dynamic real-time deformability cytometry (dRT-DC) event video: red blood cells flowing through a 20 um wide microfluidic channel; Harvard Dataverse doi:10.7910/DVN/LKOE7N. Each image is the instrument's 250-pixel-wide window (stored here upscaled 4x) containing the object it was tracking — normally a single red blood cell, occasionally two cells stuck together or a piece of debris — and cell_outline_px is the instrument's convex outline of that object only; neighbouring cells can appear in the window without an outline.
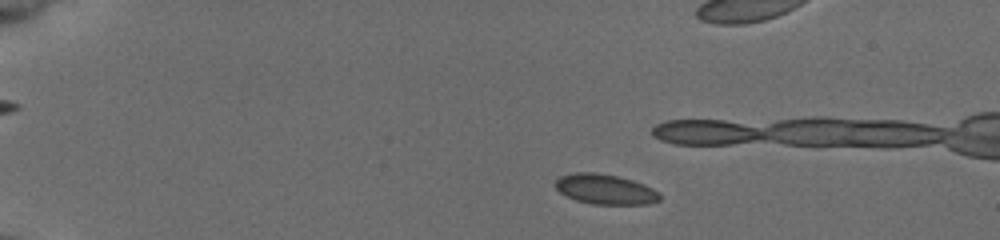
{"species": "common noctule bat (a hibernating species)", "species_latin": "Nyctalus noctula", "temperature_condition": "cold", "stored_images_in_passage": 40, "camera_frame_rate_fps": 3000, "um_per_image_px": 0.085, "animal": {"sex": "female", "body_mass_g": 19.5, "forearm_length_mm": 54.1}, "frame": {"image": 1, "passage_image": 6, "time_ms": 1.667, "image_size_px": [1000, 240], "cell_outline_px": [[660, 200], [648, 204], [592, 204], [576, 200], [560, 192], [556, 188], [556, 180], [560, 176], [576, 172], [596, 172], [616, 176], [632, 180], [644, 184], [660, 192]], "centroid_in_image_um": [51.46, 16.08], "position_along_channel_um": 33.5, "area_um2": 18.21}}
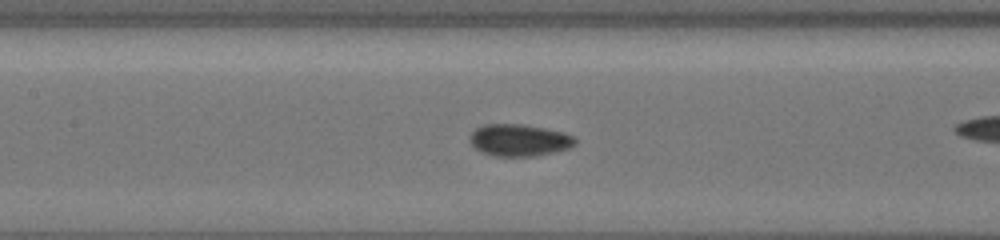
{"frame": {"image": 2, "passage_image": 22, "time_ms": 7.0, "image_size_px": [1000, 240], "cell_outline_px": [[576, 144], [568, 148], [556, 152], [536, 156], [492, 156], [476, 148], [468, 140], [468, 136], [476, 128], [484, 124], [524, 124], [544, 128], [560, 132], [572, 136], [576, 140]], "centroid_in_image_um": [44.1, 11.91], "position_along_channel_um": 163.3, "area_um2": 19.59}}
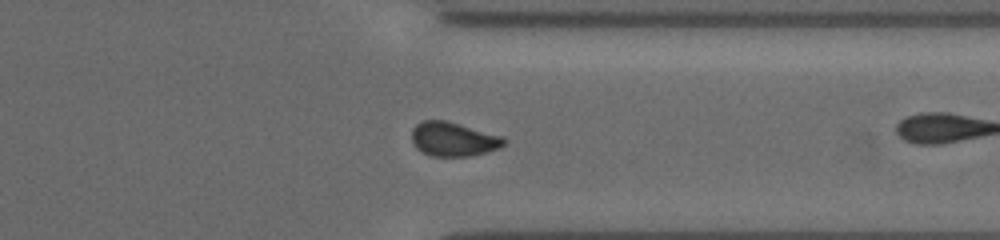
{"frame": {"image": 3, "passage_image": 38, "time_ms": 12.333, "image_size_px": [1000, 240], "cell_outline_px": [[508, 140], [500, 148], [468, 156], [432, 156], [416, 148], [412, 140], [412, 128], [416, 124], [424, 120], [444, 120], [504, 136]], "centroid_in_image_um": [38.55, 11.82], "position_along_channel_um": 372.9, "area_um2": 18.26}}